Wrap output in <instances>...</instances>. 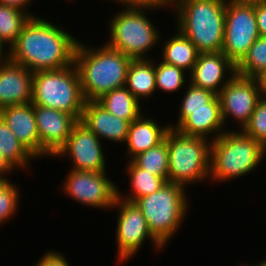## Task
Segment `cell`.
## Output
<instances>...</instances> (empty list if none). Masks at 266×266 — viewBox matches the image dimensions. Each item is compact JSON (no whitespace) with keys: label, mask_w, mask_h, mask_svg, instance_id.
Here are the masks:
<instances>
[{"label":"cell","mask_w":266,"mask_h":266,"mask_svg":"<svg viewBox=\"0 0 266 266\" xmlns=\"http://www.w3.org/2000/svg\"><path fill=\"white\" fill-rule=\"evenodd\" d=\"M5 49L7 48L0 42V64L8 58V49Z\"/></svg>","instance_id":"obj_40"},{"label":"cell","mask_w":266,"mask_h":266,"mask_svg":"<svg viewBox=\"0 0 266 266\" xmlns=\"http://www.w3.org/2000/svg\"><path fill=\"white\" fill-rule=\"evenodd\" d=\"M41 18L35 16L28 20L8 49V58L32 73L72 65L79 40L63 26Z\"/></svg>","instance_id":"obj_1"},{"label":"cell","mask_w":266,"mask_h":266,"mask_svg":"<svg viewBox=\"0 0 266 266\" xmlns=\"http://www.w3.org/2000/svg\"><path fill=\"white\" fill-rule=\"evenodd\" d=\"M235 75L236 65L220 51L199 53L188 77H190L189 82L193 85L218 95Z\"/></svg>","instance_id":"obj_15"},{"label":"cell","mask_w":266,"mask_h":266,"mask_svg":"<svg viewBox=\"0 0 266 266\" xmlns=\"http://www.w3.org/2000/svg\"><path fill=\"white\" fill-rule=\"evenodd\" d=\"M266 69V37L259 36L244 58L236 65V74L256 78Z\"/></svg>","instance_id":"obj_28"},{"label":"cell","mask_w":266,"mask_h":266,"mask_svg":"<svg viewBox=\"0 0 266 266\" xmlns=\"http://www.w3.org/2000/svg\"><path fill=\"white\" fill-rule=\"evenodd\" d=\"M0 118L12 133L37 159L40 158V138L32 103L6 106L0 109Z\"/></svg>","instance_id":"obj_19"},{"label":"cell","mask_w":266,"mask_h":266,"mask_svg":"<svg viewBox=\"0 0 266 266\" xmlns=\"http://www.w3.org/2000/svg\"><path fill=\"white\" fill-rule=\"evenodd\" d=\"M258 266H266V258L258 262Z\"/></svg>","instance_id":"obj_42"},{"label":"cell","mask_w":266,"mask_h":266,"mask_svg":"<svg viewBox=\"0 0 266 266\" xmlns=\"http://www.w3.org/2000/svg\"><path fill=\"white\" fill-rule=\"evenodd\" d=\"M146 115L147 113L143 112L129 125L125 142V154L129 160L137 154L159 145L165 140L167 132L171 129L169 123L163 125L151 118V115L150 117Z\"/></svg>","instance_id":"obj_20"},{"label":"cell","mask_w":266,"mask_h":266,"mask_svg":"<svg viewBox=\"0 0 266 266\" xmlns=\"http://www.w3.org/2000/svg\"><path fill=\"white\" fill-rule=\"evenodd\" d=\"M107 172H90L69 169L62 193L76 202L93 208L106 209L114 206L118 197V185L107 176Z\"/></svg>","instance_id":"obj_11"},{"label":"cell","mask_w":266,"mask_h":266,"mask_svg":"<svg viewBox=\"0 0 266 266\" xmlns=\"http://www.w3.org/2000/svg\"><path fill=\"white\" fill-rule=\"evenodd\" d=\"M167 10L174 9L182 0H158Z\"/></svg>","instance_id":"obj_39"},{"label":"cell","mask_w":266,"mask_h":266,"mask_svg":"<svg viewBox=\"0 0 266 266\" xmlns=\"http://www.w3.org/2000/svg\"><path fill=\"white\" fill-rule=\"evenodd\" d=\"M187 85L185 86V92L178 110L221 108L219 96L217 94L189 82Z\"/></svg>","instance_id":"obj_30"},{"label":"cell","mask_w":266,"mask_h":266,"mask_svg":"<svg viewBox=\"0 0 266 266\" xmlns=\"http://www.w3.org/2000/svg\"><path fill=\"white\" fill-rule=\"evenodd\" d=\"M227 0H182L173 10L176 27L199 53L223 47Z\"/></svg>","instance_id":"obj_3"},{"label":"cell","mask_w":266,"mask_h":266,"mask_svg":"<svg viewBox=\"0 0 266 266\" xmlns=\"http://www.w3.org/2000/svg\"><path fill=\"white\" fill-rule=\"evenodd\" d=\"M165 40L161 46L162 54L160 55L164 63L179 67L190 74L199 55L196 46L179 30Z\"/></svg>","instance_id":"obj_22"},{"label":"cell","mask_w":266,"mask_h":266,"mask_svg":"<svg viewBox=\"0 0 266 266\" xmlns=\"http://www.w3.org/2000/svg\"><path fill=\"white\" fill-rule=\"evenodd\" d=\"M17 187L12 181L4 182L0 186V227L16 216L20 207V188Z\"/></svg>","instance_id":"obj_31"},{"label":"cell","mask_w":266,"mask_h":266,"mask_svg":"<svg viewBox=\"0 0 266 266\" xmlns=\"http://www.w3.org/2000/svg\"><path fill=\"white\" fill-rule=\"evenodd\" d=\"M186 190L183 185L166 182L158 191L134 202L144 215L151 234L165 248L188 217L190 206Z\"/></svg>","instance_id":"obj_5"},{"label":"cell","mask_w":266,"mask_h":266,"mask_svg":"<svg viewBox=\"0 0 266 266\" xmlns=\"http://www.w3.org/2000/svg\"><path fill=\"white\" fill-rule=\"evenodd\" d=\"M152 10L122 9L111 15L107 45L132 59H151L148 52L160 46L162 34L147 15ZM155 25V26H154Z\"/></svg>","instance_id":"obj_6"},{"label":"cell","mask_w":266,"mask_h":266,"mask_svg":"<svg viewBox=\"0 0 266 266\" xmlns=\"http://www.w3.org/2000/svg\"><path fill=\"white\" fill-rule=\"evenodd\" d=\"M12 171V172H11ZM15 169L7 162L4 156L0 153V181L7 182L10 181V173H13Z\"/></svg>","instance_id":"obj_37"},{"label":"cell","mask_w":266,"mask_h":266,"mask_svg":"<svg viewBox=\"0 0 266 266\" xmlns=\"http://www.w3.org/2000/svg\"><path fill=\"white\" fill-rule=\"evenodd\" d=\"M34 1V0H33ZM32 0H0V4L13 7L28 13L31 17L38 16L28 10V6L33 2Z\"/></svg>","instance_id":"obj_36"},{"label":"cell","mask_w":266,"mask_h":266,"mask_svg":"<svg viewBox=\"0 0 266 266\" xmlns=\"http://www.w3.org/2000/svg\"><path fill=\"white\" fill-rule=\"evenodd\" d=\"M79 40L74 65L86 101H96L102 95L125 86L128 67L132 58L105 45H87Z\"/></svg>","instance_id":"obj_2"},{"label":"cell","mask_w":266,"mask_h":266,"mask_svg":"<svg viewBox=\"0 0 266 266\" xmlns=\"http://www.w3.org/2000/svg\"><path fill=\"white\" fill-rule=\"evenodd\" d=\"M156 71V90L165 93L179 92L187 85V72L183 69L164 63L163 61H155ZM186 73V74H185ZM184 86V87H183Z\"/></svg>","instance_id":"obj_29"},{"label":"cell","mask_w":266,"mask_h":266,"mask_svg":"<svg viewBox=\"0 0 266 266\" xmlns=\"http://www.w3.org/2000/svg\"><path fill=\"white\" fill-rule=\"evenodd\" d=\"M96 101L111 114L130 123L143 113L141 102L125 86L102 95Z\"/></svg>","instance_id":"obj_24"},{"label":"cell","mask_w":266,"mask_h":266,"mask_svg":"<svg viewBox=\"0 0 266 266\" xmlns=\"http://www.w3.org/2000/svg\"><path fill=\"white\" fill-rule=\"evenodd\" d=\"M177 116L178 120L175 124L170 123V128L186 136L212 141L227 130V127H224L221 108L178 110Z\"/></svg>","instance_id":"obj_17"},{"label":"cell","mask_w":266,"mask_h":266,"mask_svg":"<svg viewBox=\"0 0 266 266\" xmlns=\"http://www.w3.org/2000/svg\"><path fill=\"white\" fill-rule=\"evenodd\" d=\"M224 125L234 119L239 130L250 121L258 100L263 96L256 78L235 75L218 94ZM229 119V120H228Z\"/></svg>","instance_id":"obj_13"},{"label":"cell","mask_w":266,"mask_h":266,"mask_svg":"<svg viewBox=\"0 0 266 266\" xmlns=\"http://www.w3.org/2000/svg\"><path fill=\"white\" fill-rule=\"evenodd\" d=\"M138 167L168 182V148L165 139L159 145L137 154L131 159Z\"/></svg>","instance_id":"obj_27"},{"label":"cell","mask_w":266,"mask_h":266,"mask_svg":"<svg viewBox=\"0 0 266 266\" xmlns=\"http://www.w3.org/2000/svg\"><path fill=\"white\" fill-rule=\"evenodd\" d=\"M64 256L57 250H47L34 266H71Z\"/></svg>","instance_id":"obj_34"},{"label":"cell","mask_w":266,"mask_h":266,"mask_svg":"<svg viewBox=\"0 0 266 266\" xmlns=\"http://www.w3.org/2000/svg\"><path fill=\"white\" fill-rule=\"evenodd\" d=\"M119 211L116 225V260L125 263L135 257L147 240L155 250L165 248L150 232L147 221L135 203L116 198L111 208ZM145 241V242H144Z\"/></svg>","instance_id":"obj_10"},{"label":"cell","mask_w":266,"mask_h":266,"mask_svg":"<svg viewBox=\"0 0 266 266\" xmlns=\"http://www.w3.org/2000/svg\"><path fill=\"white\" fill-rule=\"evenodd\" d=\"M256 79L258 80V84L260 86L262 95H266V69L261 72Z\"/></svg>","instance_id":"obj_38"},{"label":"cell","mask_w":266,"mask_h":266,"mask_svg":"<svg viewBox=\"0 0 266 266\" xmlns=\"http://www.w3.org/2000/svg\"><path fill=\"white\" fill-rule=\"evenodd\" d=\"M241 266H258V262L256 263V265H255V264H254V265H253V264L251 265V264H247V263L245 264V263H244V264L241 265Z\"/></svg>","instance_id":"obj_43"},{"label":"cell","mask_w":266,"mask_h":266,"mask_svg":"<svg viewBox=\"0 0 266 266\" xmlns=\"http://www.w3.org/2000/svg\"><path fill=\"white\" fill-rule=\"evenodd\" d=\"M34 115L40 138V158H54L78 120L66 112L39 105H34Z\"/></svg>","instance_id":"obj_14"},{"label":"cell","mask_w":266,"mask_h":266,"mask_svg":"<svg viewBox=\"0 0 266 266\" xmlns=\"http://www.w3.org/2000/svg\"><path fill=\"white\" fill-rule=\"evenodd\" d=\"M112 2L120 3L122 8L126 9H146L157 11L160 8L161 10H166V8L158 0H111ZM156 8V9H155Z\"/></svg>","instance_id":"obj_33"},{"label":"cell","mask_w":266,"mask_h":266,"mask_svg":"<svg viewBox=\"0 0 266 266\" xmlns=\"http://www.w3.org/2000/svg\"><path fill=\"white\" fill-rule=\"evenodd\" d=\"M242 131L262 145L266 143V95L258 100L250 121Z\"/></svg>","instance_id":"obj_32"},{"label":"cell","mask_w":266,"mask_h":266,"mask_svg":"<svg viewBox=\"0 0 266 266\" xmlns=\"http://www.w3.org/2000/svg\"><path fill=\"white\" fill-rule=\"evenodd\" d=\"M259 36L253 0H227L221 52L237 65Z\"/></svg>","instance_id":"obj_9"},{"label":"cell","mask_w":266,"mask_h":266,"mask_svg":"<svg viewBox=\"0 0 266 266\" xmlns=\"http://www.w3.org/2000/svg\"><path fill=\"white\" fill-rule=\"evenodd\" d=\"M101 141L85 124L78 121L67 138L65 145L54 156L68 157L72 170L90 172L107 171V158Z\"/></svg>","instance_id":"obj_12"},{"label":"cell","mask_w":266,"mask_h":266,"mask_svg":"<svg viewBox=\"0 0 266 266\" xmlns=\"http://www.w3.org/2000/svg\"><path fill=\"white\" fill-rule=\"evenodd\" d=\"M125 87L141 102L155 96L156 71L153 59H132L126 77Z\"/></svg>","instance_id":"obj_21"},{"label":"cell","mask_w":266,"mask_h":266,"mask_svg":"<svg viewBox=\"0 0 266 266\" xmlns=\"http://www.w3.org/2000/svg\"><path fill=\"white\" fill-rule=\"evenodd\" d=\"M253 5L259 34L266 37V1L253 0Z\"/></svg>","instance_id":"obj_35"},{"label":"cell","mask_w":266,"mask_h":266,"mask_svg":"<svg viewBox=\"0 0 266 266\" xmlns=\"http://www.w3.org/2000/svg\"><path fill=\"white\" fill-rule=\"evenodd\" d=\"M33 73L7 58L0 64V109L31 103Z\"/></svg>","instance_id":"obj_16"},{"label":"cell","mask_w":266,"mask_h":266,"mask_svg":"<svg viewBox=\"0 0 266 266\" xmlns=\"http://www.w3.org/2000/svg\"><path fill=\"white\" fill-rule=\"evenodd\" d=\"M262 144L242 130L228 129L211 141L210 176L214 183L247 176L262 162Z\"/></svg>","instance_id":"obj_4"},{"label":"cell","mask_w":266,"mask_h":266,"mask_svg":"<svg viewBox=\"0 0 266 266\" xmlns=\"http://www.w3.org/2000/svg\"><path fill=\"white\" fill-rule=\"evenodd\" d=\"M126 162L128 164H125V171L129 178L130 192L124 193L118 188V198L134 203L137 199L158 191L166 183L163 178L138 167L132 160L128 162L127 159Z\"/></svg>","instance_id":"obj_23"},{"label":"cell","mask_w":266,"mask_h":266,"mask_svg":"<svg viewBox=\"0 0 266 266\" xmlns=\"http://www.w3.org/2000/svg\"><path fill=\"white\" fill-rule=\"evenodd\" d=\"M101 141L126 142L130 122L108 112L97 101H86L80 120Z\"/></svg>","instance_id":"obj_18"},{"label":"cell","mask_w":266,"mask_h":266,"mask_svg":"<svg viewBox=\"0 0 266 266\" xmlns=\"http://www.w3.org/2000/svg\"><path fill=\"white\" fill-rule=\"evenodd\" d=\"M0 153L7 162L16 170L27 171L29 164L38 160L9 129L8 125L0 118ZM32 160V161H31Z\"/></svg>","instance_id":"obj_25"},{"label":"cell","mask_w":266,"mask_h":266,"mask_svg":"<svg viewBox=\"0 0 266 266\" xmlns=\"http://www.w3.org/2000/svg\"><path fill=\"white\" fill-rule=\"evenodd\" d=\"M266 157V143L262 145V159Z\"/></svg>","instance_id":"obj_41"},{"label":"cell","mask_w":266,"mask_h":266,"mask_svg":"<svg viewBox=\"0 0 266 266\" xmlns=\"http://www.w3.org/2000/svg\"><path fill=\"white\" fill-rule=\"evenodd\" d=\"M30 18L24 11L0 4V42L9 49Z\"/></svg>","instance_id":"obj_26"},{"label":"cell","mask_w":266,"mask_h":266,"mask_svg":"<svg viewBox=\"0 0 266 266\" xmlns=\"http://www.w3.org/2000/svg\"><path fill=\"white\" fill-rule=\"evenodd\" d=\"M165 139L168 148V182L192 185L206 182L210 176L211 140L186 136L170 129Z\"/></svg>","instance_id":"obj_7"},{"label":"cell","mask_w":266,"mask_h":266,"mask_svg":"<svg viewBox=\"0 0 266 266\" xmlns=\"http://www.w3.org/2000/svg\"><path fill=\"white\" fill-rule=\"evenodd\" d=\"M85 102L74 63L58 70L33 73V105L66 112L80 121Z\"/></svg>","instance_id":"obj_8"}]
</instances>
